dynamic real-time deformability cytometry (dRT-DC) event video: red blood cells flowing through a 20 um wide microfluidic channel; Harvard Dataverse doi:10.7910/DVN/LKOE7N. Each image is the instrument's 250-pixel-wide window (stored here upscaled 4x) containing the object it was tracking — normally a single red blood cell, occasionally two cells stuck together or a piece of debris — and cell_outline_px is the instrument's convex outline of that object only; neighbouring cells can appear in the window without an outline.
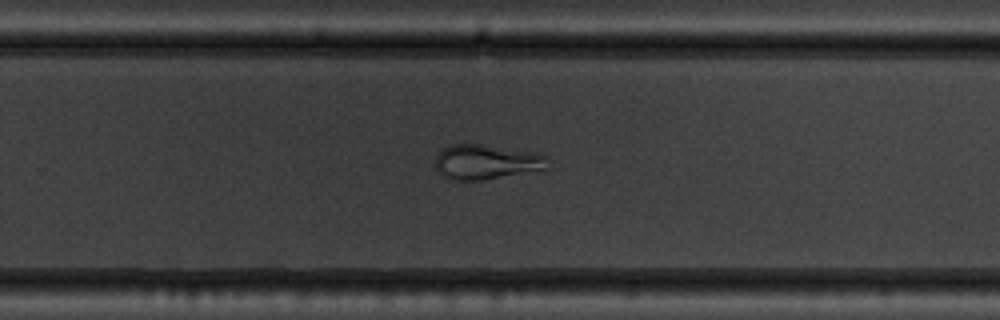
{"species": "common noctule bat (a hibernating species)", "species_latin": "Nyctalus noctula", "temperature_condition": "warm", "stored_images_in_passage": 56, "camera_frame_rate_fps": 3000, "um_per_image_px": 0.085, "animal": {"sex": "male", "body_mass_g": 19.5, "forearm_length_mm": 54.6}, "frame": {"image": 1, "passage_image": 37, "time_ms": 12.0, "image_size_px": [1000, 320], "cell_outline_px": [[548, 156], [544, 168], [480, 180], [456, 180], [444, 176], [436, 168], [436, 156], [444, 148], [452, 144], [480, 144], [532, 152]], "centroid_in_image_um": [41.27, 13.75], "position_along_channel_um": 288.5, "area_um2": 21.96}}
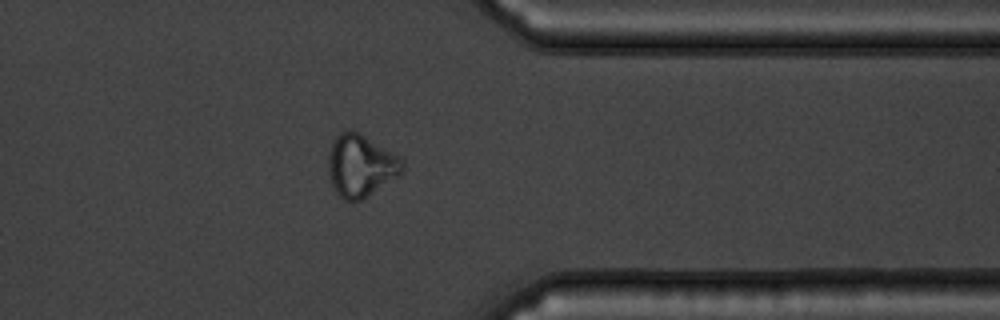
{"frame": {"image": 2, "passage_image": 45, "time_ms": 14.667, "image_size_px": [1000, 320], "cell_outline_px": [[404, 172], [360, 200], [344, 200], [336, 192], [332, 184], [328, 168], [328, 156], [332, 140], [340, 132], [356, 132], [364, 136], [400, 156], [404, 160]], "centroid_in_image_um": [30.67, 14.08], "position_along_channel_um": 380.7, "area_um2": 26.41}}
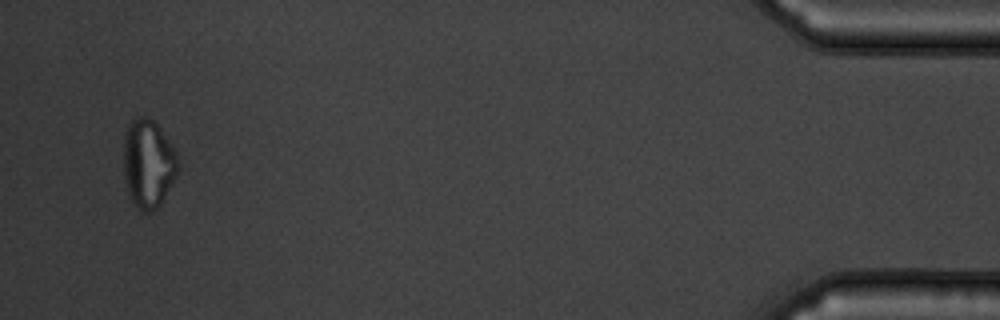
{"frame": {"image": 3, "passage_image": 54, "time_ms": 17.667, "image_size_px": [1000, 320], "cell_outline_px": [[176, 176], [160, 204], [156, 208], [148, 212], [140, 212], [136, 208], [128, 192], [124, 180], [124, 136], [128, 124], [136, 116], [148, 116], [156, 124], [176, 152]], "centroid_in_image_um": [12.55, 13.91], "position_along_channel_um": 422.6, "area_um2": 27.69}, "authors_computed_cell_mechanics": {"area_um2": 26.877, "velocity_mm_per_s": 3.7059, "shape_relaxation_time_tau1_ms": null, "shape_relaxation_time_tau2_ms": 1.3616, "deformation_change_tau1": null, "deformation_change_tau2": 0.0747}}